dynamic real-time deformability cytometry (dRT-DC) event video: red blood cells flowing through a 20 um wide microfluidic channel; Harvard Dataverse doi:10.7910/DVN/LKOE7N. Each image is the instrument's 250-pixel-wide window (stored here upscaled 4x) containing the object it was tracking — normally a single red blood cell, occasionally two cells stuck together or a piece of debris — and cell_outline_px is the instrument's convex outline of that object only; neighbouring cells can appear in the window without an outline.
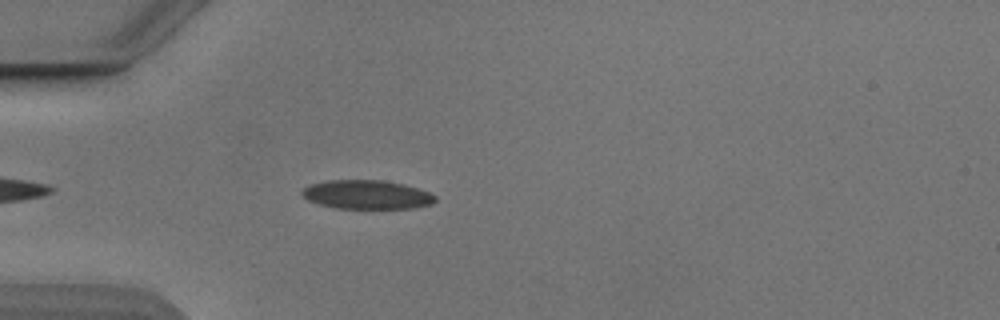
{"species": "Egyptian fruit bat (a non-hibernating species)", "species_latin": "Rousettus aegyptiacus", "temperature_condition": "cold", "stored_images_in_passage": 43, "camera_frame_rate_fps": 3000, "um_per_image_px": 0.085, "animal": {"sex": "male"}, "frame": {"image": 1, "passage_image": 6, "time_ms": 1.667, "image_size_px": [1000, 320], "cell_outline_px": [[436, 200], [432, 204], [412, 208], [336, 208], [320, 204], [308, 200], [300, 192], [304, 188], [312, 184], [328, 180], [380, 180], [404, 184], [428, 192], [436, 196]], "centroid_in_image_um": [31.19, 16.54], "position_along_channel_um": 53.8, "area_um2": 22.2}}
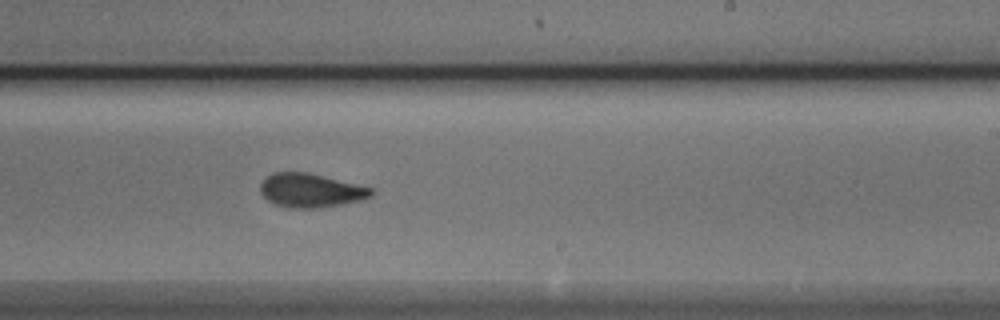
{"frame": {"image": 2, "passage_image": 23, "time_ms": 7.333, "image_size_px": [1000, 320], "cell_outline_px": [[372, 196], [360, 200], [320, 208], [288, 208], [276, 204], [268, 200], [260, 192], [260, 184], [272, 172], [308, 172], [372, 188]], "centroid_in_image_um": [26.38, 16.19], "position_along_channel_um": 262.6, "area_um2": 21.68}}
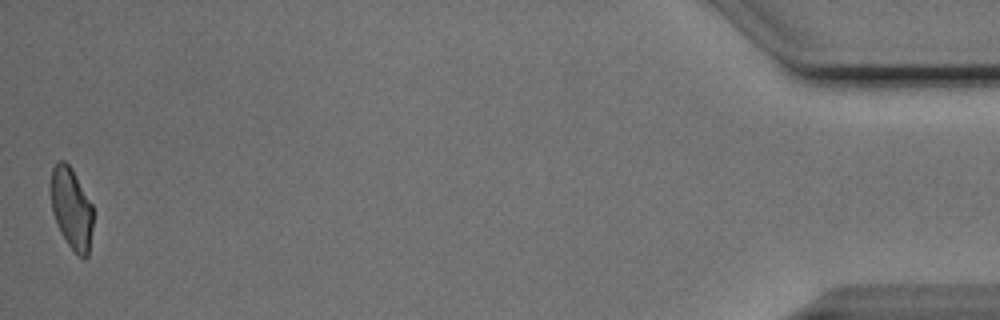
{"frame": {"image": 3, "passage_image": 43, "time_ms": 14.0, "image_size_px": [1000, 320], "cell_outline_px": [[92, 228], [88, 256], [84, 260], [68, 244], [60, 232], [52, 212], [52, 168], [60, 160], [64, 160], [68, 164], [92, 204]], "centroid_in_image_um": [6.09, 17.76], "position_along_channel_um": 429.1, "area_um2": 19.48}, "authors_computed_cell_mechanics": {"area_um2": 21.675, "velocity_mm_per_s": 3.8668, "shape_relaxation_time_tau1_ms": 3.1037, "shape_relaxation_time_tau2_ms": 1.5067, "deformation_change_tau1": 0.122, "deformation_change_tau2": 0.0653}}